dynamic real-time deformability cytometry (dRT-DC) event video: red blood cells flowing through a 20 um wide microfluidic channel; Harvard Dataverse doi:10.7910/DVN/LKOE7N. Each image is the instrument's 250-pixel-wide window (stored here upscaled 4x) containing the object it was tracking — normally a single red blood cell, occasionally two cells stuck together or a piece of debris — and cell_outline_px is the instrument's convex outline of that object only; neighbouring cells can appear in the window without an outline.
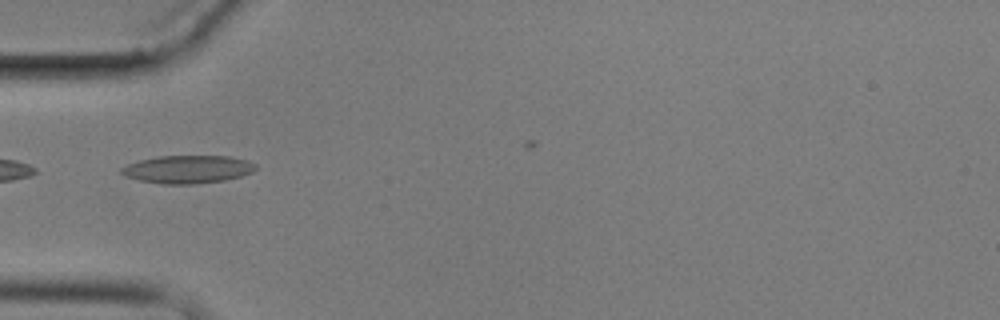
{"species": "common noctule bat (a hibernating species)", "species_latin": "Nyctalus noctula", "temperature_condition": "cold", "stored_images_in_passage": 6, "camera_frame_rate_fps": 3000, "um_per_image_px": 0.085, "animal": {"sex": "male", "body_mass_g": 17.9}, "frame": {"image": 1, "passage_image": 5, "time_ms": 5.667, "image_size_px": [1000, 320], "cell_outline_px": [[256, 168], [252, 172], [240, 176], [224, 180], [192, 184], [164, 184], [140, 180], [124, 176], [120, 172], [120, 168], [128, 164], [140, 160], [156, 156], [232, 156], [248, 160], [256, 164]], "centroid_in_image_um": [15.95, 14.38], "position_along_channel_um": 69.0, "area_um2": 21.85}}